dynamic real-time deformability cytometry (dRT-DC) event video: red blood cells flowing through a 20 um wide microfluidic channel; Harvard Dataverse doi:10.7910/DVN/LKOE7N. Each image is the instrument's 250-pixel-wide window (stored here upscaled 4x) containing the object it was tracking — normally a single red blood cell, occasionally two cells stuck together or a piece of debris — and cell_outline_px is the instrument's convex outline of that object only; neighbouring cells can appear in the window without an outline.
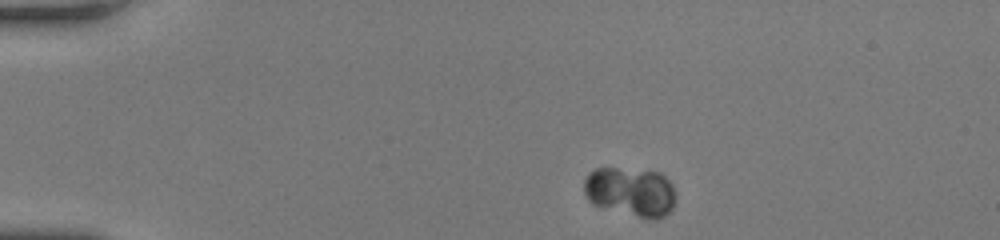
{"species": "human", "species_latin": "Homo sapiens", "temperature_condition": "room temperature", "stored_images_in_passage": 49, "camera_frame_rate_fps": 3000, "um_per_image_px": 0.085, "donor": {"sex": "female"}, "frame": {"image": 1, "passage_image": 3, "time_ms": 0.667, "image_size_px": [1000, 240], "cell_outline_px": [[676, 196], [672, 208], [664, 216], [656, 220], [652, 220], [592, 204], [588, 200], [584, 192], [584, 180], [588, 172], [596, 168], [616, 168], [660, 172], [672, 184]], "centroid_in_image_um": [53.6, 16.29], "position_along_channel_um": 31.4, "area_um2": 26.3}}
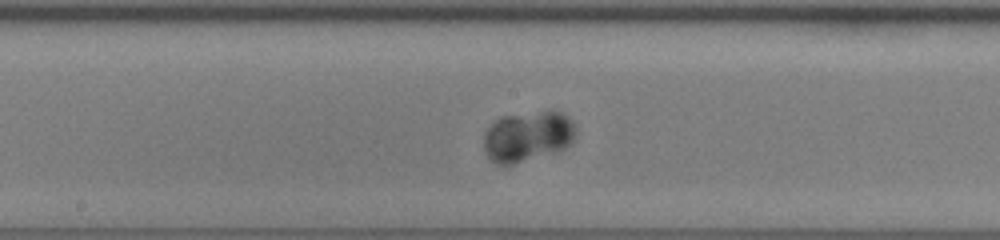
{"frame": {"image": 2, "passage_image": 24, "time_ms": 7.667, "image_size_px": [1000, 240], "cell_outline_px": [[576, 132], [572, 140], [564, 148], [508, 164], [500, 164], [492, 160], [488, 156], [484, 148], [484, 132], [500, 116], [540, 112], [560, 112], [568, 116], [572, 120], [576, 128]], "centroid_in_image_um": [44.84, 11.55], "position_along_channel_um": 203.4, "area_um2": 26.13}}
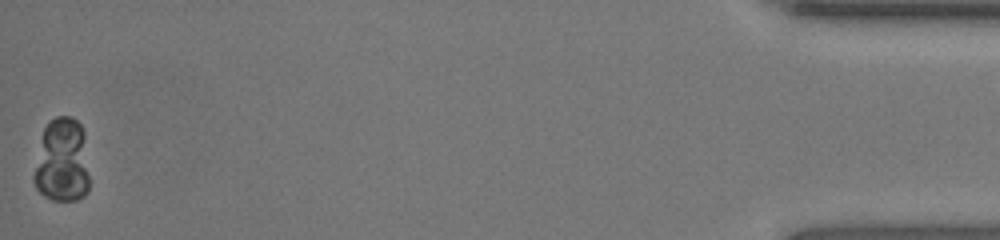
{"frame": {"image": 3, "passage_image": 49, "time_ms": 16.0, "image_size_px": [1000, 240], "cell_outline_px": [[88, 192], [84, 196], [76, 200], [52, 200], [44, 196], [36, 188], [32, 180], [32, 176], [44, 128], [56, 116], [72, 116], [80, 124], [84, 132], [88, 176]], "centroid_in_image_um": [5.27, 13.68], "position_along_channel_um": 429.9, "area_um2": 27.34}}